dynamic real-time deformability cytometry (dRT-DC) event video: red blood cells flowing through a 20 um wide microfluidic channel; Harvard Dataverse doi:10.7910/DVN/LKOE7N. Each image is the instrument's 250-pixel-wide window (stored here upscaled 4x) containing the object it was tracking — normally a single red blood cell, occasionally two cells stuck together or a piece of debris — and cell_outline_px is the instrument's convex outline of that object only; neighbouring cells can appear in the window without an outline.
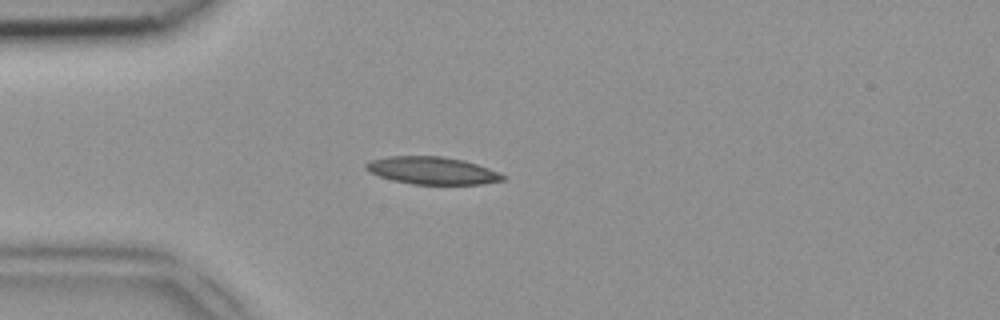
{"species": "common noctule bat (a hibernating species)", "species_latin": "Nyctalus noctula", "temperature_condition": "room temperature", "stored_images_in_passage": 37, "camera_frame_rate_fps": 3000, "um_per_image_px": 0.085, "animal": {"sex": "female", "body_mass_g": 18.4}, "frame": {"image": 1, "passage_image": 2, "time_ms": 0.333, "image_size_px": [1000, 320], "cell_outline_px": [[504, 180], [484, 184], [412, 184], [380, 176], [364, 168], [364, 164], [372, 160], [388, 156], [444, 156], [464, 160], [488, 168], [504, 176]], "centroid_in_image_um": [36.74, 14.49], "position_along_channel_um": 48.3, "area_um2": 21.62}}
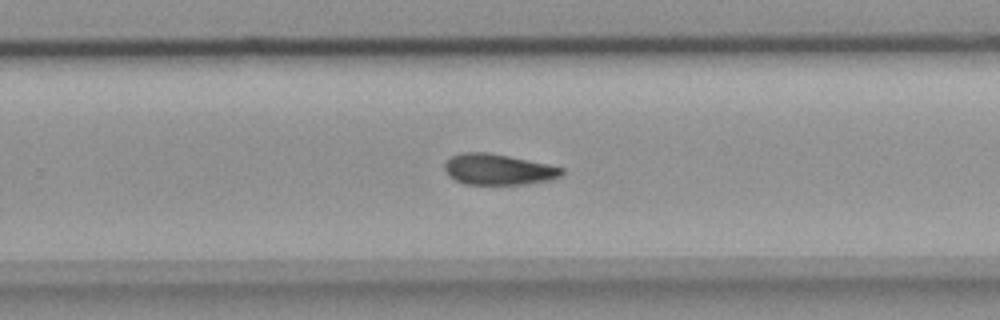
{"frame": {"image": 2, "passage_image": 20, "time_ms": 6.333, "image_size_px": [1000, 320], "cell_outline_px": [[564, 172], [560, 176], [548, 180], [524, 184], [464, 184], [448, 176], [444, 168], [444, 164], [452, 156], [464, 152], [488, 152], [548, 164], [564, 168]], "centroid_in_image_um": [42.33, 14.4], "position_along_channel_um": 287.5, "area_um2": 20.92}}
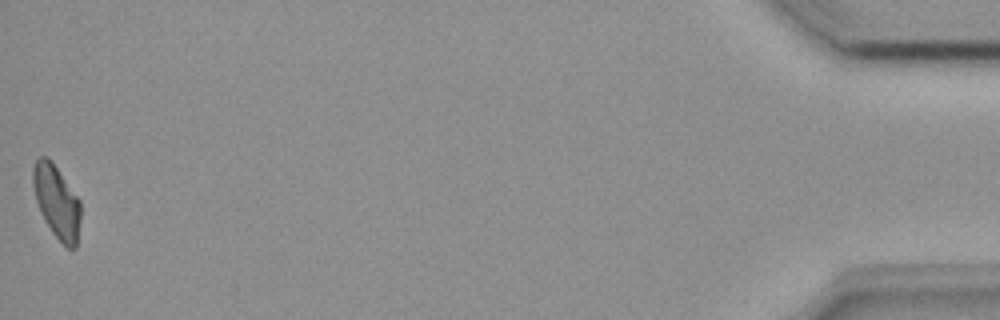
{"frame": {"image": 3, "passage_image": 37, "time_ms": 12.0, "image_size_px": [1000, 320], "cell_outline_px": [[80, 220], [76, 248], [68, 248], [52, 232], [44, 220], [40, 212], [36, 200], [32, 184], [32, 168], [36, 160], [40, 156], [44, 156], [56, 168], [80, 200]], "centroid_in_image_um": [4.8, 17.16], "position_along_channel_um": 430.4, "area_um2": 19.88}}